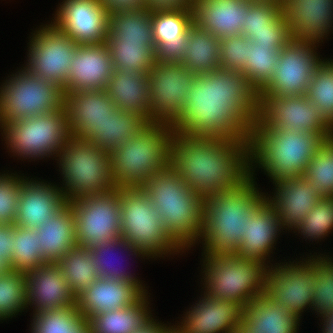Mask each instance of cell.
<instances>
[{
	"instance_id": "cell-24",
	"label": "cell",
	"mask_w": 333,
	"mask_h": 333,
	"mask_svg": "<svg viewBox=\"0 0 333 333\" xmlns=\"http://www.w3.org/2000/svg\"><path fill=\"white\" fill-rule=\"evenodd\" d=\"M194 23L193 9L152 11L156 61L180 63L187 47L188 29Z\"/></svg>"
},
{
	"instance_id": "cell-20",
	"label": "cell",
	"mask_w": 333,
	"mask_h": 333,
	"mask_svg": "<svg viewBox=\"0 0 333 333\" xmlns=\"http://www.w3.org/2000/svg\"><path fill=\"white\" fill-rule=\"evenodd\" d=\"M281 12L293 39L321 43L333 31V0H283Z\"/></svg>"
},
{
	"instance_id": "cell-22",
	"label": "cell",
	"mask_w": 333,
	"mask_h": 333,
	"mask_svg": "<svg viewBox=\"0 0 333 333\" xmlns=\"http://www.w3.org/2000/svg\"><path fill=\"white\" fill-rule=\"evenodd\" d=\"M67 203L59 186L24 178L21 184L17 218V227L37 229Z\"/></svg>"
},
{
	"instance_id": "cell-23",
	"label": "cell",
	"mask_w": 333,
	"mask_h": 333,
	"mask_svg": "<svg viewBox=\"0 0 333 333\" xmlns=\"http://www.w3.org/2000/svg\"><path fill=\"white\" fill-rule=\"evenodd\" d=\"M26 290L27 305L33 308V314L76 304V298L57 263L48 262L29 270L26 273Z\"/></svg>"
},
{
	"instance_id": "cell-49",
	"label": "cell",
	"mask_w": 333,
	"mask_h": 333,
	"mask_svg": "<svg viewBox=\"0 0 333 333\" xmlns=\"http://www.w3.org/2000/svg\"><path fill=\"white\" fill-rule=\"evenodd\" d=\"M282 4L251 3L248 15H245L241 26V34L250 38L253 31L270 29V23L281 13Z\"/></svg>"
},
{
	"instance_id": "cell-2",
	"label": "cell",
	"mask_w": 333,
	"mask_h": 333,
	"mask_svg": "<svg viewBox=\"0 0 333 333\" xmlns=\"http://www.w3.org/2000/svg\"><path fill=\"white\" fill-rule=\"evenodd\" d=\"M152 118L176 127H198L226 113L220 97L181 63H161L148 73Z\"/></svg>"
},
{
	"instance_id": "cell-15",
	"label": "cell",
	"mask_w": 333,
	"mask_h": 333,
	"mask_svg": "<svg viewBox=\"0 0 333 333\" xmlns=\"http://www.w3.org/2000/svg\"><path fill=\"white\" fill-rule=\"evenodd\" d=\"M317 44L319 42L292 39L279 50L275 73L257 96L306 95L313 73L323 60L317 54Z\"/></svg>"
},
{
	"instance_id": "cell-30",
	"label": "cell",
	"mask_w": 333,
	"mask_h": 333,
	"mask_svg": "<svg viewBox=\"0 0 333 333\" xmlns=\"http://www.w3.org/2000/svg\"><path fill=\"white\" fill-rule=\"evenodd\" d=\"M250 5L247 0H193V20L219 39L241 34Z\"/></svg>"
},
{
	"instance_id": "cell-52",
	"label": "cell",
	"mask_w": 333,
	"mask_h": 333,
	"mask_svg": "<svg viewBox=\"0 0 333 333\" xmlns=\"http://www.w3.org/2000/svg\"><path fill=\"white\" fill-rule=\"evenodd\" d=\"M108 14L118 11L142 10L146 0H99Z\"/></svg>"
},
{
	"instance_id": "cell-35",
	"label": "cell",
	"mask_w": 333,
	"mask_h": 333,
	"mask_svg": "<svg viewBox=\"0 0 333 333\" xmlns=\"http://www.w3.org/2000/svg\"><path fill=\"white\" fill-rule=\"evenodd\" d=\"M149 124L138 113L117 108L87 142L111 153L119 148L121 143L139 134Z\"/></svg>"
},
{
	"instance_id": "cell-29",
	"label": "cell",
	"mask_w": 333,
	"mask_h": 333,
	"mask_svg": "<svg viewBox=\"0 0 333 333\" xmlns=\"http://www.w3.org/2000/svg\"><path fill=\"white\" fill-rule=\"evenodd\" d=\"M281 229L283 231L280 217L273 206L265 200L246 221V233L243 234L239 248L234 254L242 258L271 263L268 257H271Z\"/></svg>"
},
{
	"instance_id": "cell-60",
	"label": "cell",
	"mask_w": 333,
	"mask_h": 333,
	"mask_svg": "<svg viewBox=\"0 0 333 333\" xmlns=\"http://www.w3.org/2000/svg\"><path fill=\"white\" fill-rule=\"evenodd\" d=\"M322 333H333V330L330 329H321Z\"/></svg>"
},
{
	"instance_id": "cell-41",
	"label": "cell",
	"mask_w": 333,
	"mask_h": 333,
	"mask_svg": "<svg viewBox=\"0 0 333 333\" xmlns=\"http://www.w3.org/2000/svg\"><path fill=\"white\" fill-rule=\"evenodd\" d=\"M114 68L148 74L155 65V45L145 43H122L112 36L105 41Z\"/></svg>"
},
{
	"instance_id": "cell-55",
	"label": "cell",
	"mask_w": 333,
	"mask_h": 333,
	"mask_svg": "<svg viewBox=\"0 0 333 333\" xmlns=\"http://www.w3.org/2000/svg\"><path fill=\"white\" fill-rule=\"evenodd\" d=\"M323 323L322 329H330L333 330V311L327 316L320 319Z\"/></svg>"
},
{
	"instance_id": "cell-1",
	"label": "cell",
	"mask_w": 333,
	"mask_h": 333,
	"mask_svg": "<svg viewBox=\"0 0 333 333\" xmlns=\"http://www.w3.org/2000/svg\"><path fill=\"white\" fill-rule=\"evenodd\" d=\"M251 165V141L236 112L205 126L174 130L171 166L204 200L241 186L251 177Z\"/></svg>"
},
{
	"instance_id": "cell-14",
	"label": "cell",
	"mask_w": 333,
	"mask_h": 333,
	"mask_svg": "<svg viewBox=\"0 0 333 333\" xmlns=\"http://www.w3.org/2000/svg\"><path fill=\"white\" fill-rule=\"evenodd\" d=\"M41 26L31 33L24 68L64 89L78 44L52 23Z\"/></svg>"
},
{
	"instance_id": "cell-28",
	"label": "cell",
	"mask_w": 333,
	"mask_h": 333,
	"mask_svg": "<svg viewBox=\"0 0 333 333\" xmlns=\"http://www.w3.org/2000/svg\"><path fill=\"white\" fill-rule=\"evenodd\" d=\"M146 293L130 281L98 278L76 298V305L88 321L99 313L130 307Z\"/></svg>"
},
{
	"instance_id": "cell-8",
	"label": "cell",
	"mask_w": 333,
	"mask_h": 333,
	"mask_svg": "<svg viewBox=\"0 0 333 333\" xmlns=\"http://www.w3.org/2000/svg\"><path fill=\"white\" fill-rule=\"evenodd\" d=\"M236 113L245 128L318 132L327 140L333 137V127L306 95L256 96Z\"/></svg>"
},
{
	"instance_id": "cell-46",
	"label": "cell",
	"mask_w": 333,
	"mask_h": 333,
	"mask_svg": "<svg viewBox=\"0 0 333 333\" xmlns=\"http://www.w3.org/2000/svg\"><path fill=\"white\" fill-rule=\"evenodd\" d=\"M302 176L323 197H333V137L328 139L305 167Z\"/></svg>"
},
{
	"instance_id": "cell-4",
	"label": "cell",
	"mask_w": 333,
	"mask_h": 333,
	"mask_svg": "<svg viewBox=\"0 0 333 333\" xmlns=\"http://www.w3.org/2000/svg\"><path fill=\"white\" fill-rule=\"evenodd\" d=\"M141 189L157 208L167 234L182 251L199 243L204 199L183 182L172 166L155 173Z\"/></svg>"
},
{
	"instance_id": "cell-53",
	"label": "cell",
	"mask_w": 333,
	"mask_h": 333,
	"mask_svg": "<svg viewBox=\"0 0 333 333\" xmlns=\"http://www.w3.org/2000/svg\"><path fill=\"white\" fill-rule=\"evenodd\" d=\"M193 0H146L145 8L151 11L187 9Z\"/></svg>"
},
{
	"instance_id": "cell-58",
	"label": "cell",
	"mask_w": 333,
	"mask_h": 333,
	"mask_svg": "<svg viewBox=\"0 0 333 333\" xmlns=\"http://www.w3.org/2000/svg\"><path fill=\"white\" fill-rule=\"evenodd\" d=\"M166 333H185V332L179 326H177V325L170 326V324H169V327H168Z\"/></svg>"
},
{
	"instance_id": "cell-50",
	"label": "cell",
	"mask_w": 333,
	"mask_h": 333,
	"mask_svg": "<svg viewBox=\"0 0 333 333\" xmlns=\"http://www.w3.org/2000/svg\"><path fill=\"white\" fill-rule=\"evenodd\" d=\"M292 39L289 23L284 19L282 12L270 23V29L253 31L249 38L259 46H268L277 50H281Z\"/></svg>"
},
{
	"instance_id": "cell-43",
	"label": "cell",
	"mask_w": 333,
	"mask_h": 333,
	"mask_svg": "<svg viewBox=\"0 0 333 333\" xmlns=\"http://www.w3.org/2000/svg\"><path fill=\"white\" fill-rule=\"evenodd\" d=\"M27 308L26 273L10 269L0 274V321Z\"/></svg>"
},
{
	"instance_id": "cell-12",
	"label": "cell",
	"mask_w": 333,
	"mask_h": 333,
	"mask_svg": "<svg viewBox=\"0 0 333 333\" xmlns=\"http://www.w3.org/2000/svg\"><path fill=\"white\" fill-rule=\"evenodd\" d=\"M0 87V124L64 108V89L22 66Z\"/></svg>"
},
{
	"instance_id": "cell-11",
	"label": "cell",
	"mask_w": 333,
	"mask_h": 333,
	"mask_svg": "<svg viewBox=\"0 0 333 333\" xmlns=\"http://www.w3.org/2000/svg\"><path fill=\"white\" fill-rule=\"evenodd\" d=\"M0 129L8 152L25 160L58 157L71 138L64 108L0 124Z\"/></svg>"
},
{
	"instance_id": "cell-57",
	"label": "cell",
	"mask_w": 333,
	"mask_h": 333,
	"mask_svg": "<svg viewBox=\"0 0 333 333\" xmlns=\"http://www.w3.org/2000/svg\"><path fill=\"white\" fill-rule=\"evenodd\" d=\"M250 3H274V4H282L283 0H247Z\"/></svg>"
},
{
	"instance_id": "cell-3",
	"label": "cell",
	"mask_w": 333,
	"mask_h": 333,
	"mask_svg": "<svg viewBox=\"0 0 333 333\" xmlns=\"http://www.w3.org/2000/svg\"><path fill=\"white\" fill-rule=\"evenodd\" d=\"M255 176L239 187L220 191L203 203L202 254H232L239 248L246 233V221L266 200L259 191ZM202 241H201V240Z\"/></svg>"
},
{
	"instance_id": "cell-59",
	"label": "cell",
	"mask_w": 333,
	"mask_h": 333,
	"mask_svg": "<svg viewBox=\"0 0 333 333\" xmlns=\"http://www.w3.org/2000/svg\"><path fill=\"white\" fill-rule=\"evenodd\" d=\"M233 333H251L243 324L233 331Z\"/></svg>"
},
{
	"instance_id": "cell-56",
	"label": "cell",
	"mask_w": 333,
	"mask_h": 333,
	"mask_svg": "<svg viewBox=\"0 0 333 333\" xmlns=\"http://www.w3.org/2000/svg\"><path fill=\"white\" fill-rule=\"evenodd\" d=\"M10 269H11L10 265L0 255V274Z\"/></svg>"
},
{
	"instance_id": "cell-38",
	"label": "cell",
	"mask_w": 333,
	"mask_h": 333,
	"mask_svg": "<svg viewBox=\"0 0 333 333\" xmlns=\"http://www.w3.org/2000/svg\"><path fill=\"white\" fill-rule=\"evenodd\" d=\"M150 295L146 293L137 303L130 307L99 313L87 322L90 333H130L152 315Z\"/></svg>"
},
{
	"instance_id": "cell-33",
	"label": "cell",
	"mask_w": 333,
	"mask_h": 333,
	"mask_svg": "<svg viewBox=\"0 0 333 333\" xmlns=\"http://www.w3.org/2000/svg\"><path fill=\"white\" fill-rule=\"evenodd\" d=\"M40 250L47 262L57 263L70 249L77 246L75 218L66 203L52 219L37 228Z\"/></svg>"
},
{
	"instance_id": "cell-42",
	"label": "cell",
	"mask_w": 333,
	"mask_h": 333,
	"mask_svg": "<svg viewBox=\"0 0 333 333\" xmlns=\"http://www.w3.org/2000/svg\"><path fill=\"white\" fill-rule=\"evenodd\" d=\"M308 258L313 261L314 294L311 309L323 318L333 311V258L324 254Z\"/></svg>"
},
{
	"instance_id": "cell-47",
	"label": "cell",
	"mask_w": 333,
	"mask_h": 333,
	"mask_svg": "<svg viewBox=\"0 0 333 333\" xmlns=\"http://www.w3.org/2000/svg\"><path fill=\"white\" fill-rule=\"evenodd\" d=\"M304 239L320 240L333 231V197H323L295 228Z\"/></svg>"
},
{
	"instance_id": "cell-45",
	"label": "cell",
	"mask_w": 333,
	"mask_h": 333,
	"mask_svg": "<svg viewBox=\"0 0 333 333\" xmlns=\"http://www.w3.org/2000/svg\"><path fill=\"white\" fill-rule=\"evenodd\" d=\"M306 96L333 127V59H323L318 64Z\"/></svg>"
},
{
	"instance_id": "cell-21",
	"label": "cell",
	"mask_w": 333,
	"mask_h": 333,
	"mask_svg": "<svg viewBox=\"0 0 333 333\" xmlns=\"http://www.w3.org/2000/svg\"><path fill=\"white\" fill-rule=\"evenodd\" d=\"M113 71L112 59L105 42L78 45L64 91L105 89Z\"/></svg>"
},
{
	"instance_id": "cell-6",
	"label": "cell",
	"mask_w": 333,
	"mask_h": 333,
	"mask_svg": "<svg viewBox=\"0 0 333 333\" xmlns=\"http://www.w3.org/2000/svg\"><path fill=\"white\" fill-rule=\"evenodd\" d=\"M176 126L150 123L110 153L117 188H141L155 173L171 166V141Z\"/></svg>"
},
{
	"instance_id": "cell-25",
	"label": "cell",
	"mask_w": 333,
	"mask_h": 333,
	"mask_svg": "<svg viewBox=\"0 0 333 333\" xmlns=\"http://www.w3.org/2000/svg\"><path fill=\"white\" fill-rule=\"evenodd\" d=\"M273 185H275L274 195L267 196L266 193V200L276 210L284 230L286 228L294 231L310 209L323 198L303 176L285 179Z\"/></svg>"
},
{
	"instance_id": "cell-19",
	"label": "cell",
	"mask_w": 333,
	"mask_h": 333,
	"mask_svg": "<svg viewBox=\"0 0 333 333\" xmlns=\"http://www.w3.org/2000/svg\"><path fill=\"white\" fill-rule=\"evenodd\" d=\"M203 295L177 324L185 333H233L241 326L242 305L234 300L224 301Z\"/></svg>"
},
{
	"instance_id": "cell-51",
	"label": "cell",
	"mask_w": 333,
	"mask_h": 333,
	"mask_svg": "<svg viewBox=\"0 0 333 333\" xmlns=\"http://www.w3.org/2000/svg\"><path fill=\"white\" fill-rule=\"evenodd\" d=\"M14 224H0V255L11 266L14 248Z\"/></svg>"
},
{
	"instance_id": "cell-26",
	"label": "cell",
	"mask_w": 333,
	"mask_h": 333,
	"mask_svg": "<svg viewBox=\"0 0 333 333\" xmlns=\"http://www.w3.org/2000/svg\"><path fill=\"white\" fill-rule=\"evenodd\" d=\"M245 83L223 104L226 112H237L251 102L271 81L279 59V50L247 41Z\"/></svg>"
},
{
	"instance_id": "cell-9",
	"label": "cell",
	"mask_w": 333,
	"mask_h": 333,
	"mask_svg": "<svg viewBox=\"0 0 333 333\" xmlns=\"http://www.w3.org/2000/svg\"><path fill=\"white\" fill-rule=\"evenodd\" d=\"M57 158L65 183L60 189L67 202L117 188L111 174L110 153L95 144L71 137Z\"/></svg>"
},
{
	"instance_id": "cell-36",
	"label": "cell",
	"mask_w": 333,
	"mask_h": 333,
	"mask_svg": "<svg viewBox=\"0 0 333 333\" xmlns=\"http://www.w3.org/2000/svg\"><path fill=\"white\" fill-rule=\"evenodd\" d=\"M119 251L122 254L123 252L127 253L128 256L133 255L135 257H143V259L146 257L139 249H136L135 246L130 245L121 237L112 239L101 245H93L90 247V252L92 255V261L96 266L98 277L102 279L130 281L137 284L145 293H148V290L145 289V285H142V280L137 279L135 274L132 275L129 271L126 272V269L120 267L118 263L116 264V261L114 262L120 253ZM114 253H117V257ZM113 255L116 258L112 261L114 258Z\"/></svg>"
},
{
	"instance_id": "cell-27",
	"label": "cell",
	"mask_w": 333,
	"mask_h": 333,
	"mask_svg": "<svg viewBox=\"0 0 333 333\" xmlns=\"http://www.w3.org/2000/svg\"><path fill=\"white\" fill-rule=\"evenodd\" d=\"M219 42L218 37L193 23L188 29L187 47L180 63L202 79L221 100Z\"/></svg>"
},
{
	"instance_id": "cell-16",
	"label": "cell",
	"mask_w": 333,
	"mask_h": 333,
	"mask_svg": "<svg viewBox=\"0 0 333 333\" xmlns=\"http://www.w3.org/2000/svg\"><path fill=\"white\" fill-rule=\"evenodd\" d=\"M271 263L265 295L301 319L305 309H311L314 280L313 261ZM295 262V263H294Z\"/></svg>"
},
{
	"instance_id": "cell-37",
	"label": "cell",
	"mask_w": 333,
	"mask_h": 333,
	"mask_svg": "<svg viewBox=\"0 0 333 333\" xmlns=\"http://www.w3.org/2000/svg\"><path fill=\"white\" fill-rule=\"evenodd\" d=\"M108 36L122 43L155 45L152 11L149 9L118 11L108 15Z\"/></svg>"
},
{
	"instance_id": "cell-17",
	"label": "cell",
	"mask_w": 333,
	"mask_h": 333,
	"mask_svg": "<svg viewBox=\"0 0 333 333\" xmlns=\"http://www.w3.org/2000/svg\"><path fill=\"white\" fill-rule=\"evenodd\" d=\"M51 23L78 45L104 43L108 12L99 0H63Z\"/></svg>"
},
{
	"instance_id": "cell-13",
	"label": "cell",
	"mask_w": 333,
	"mask_h": 333,
	"mask_svg": "<svg viewBox=\"0 0 333 333\" xmlns=\"http://www.w3.org/2000/svg\"><path fill=\"white\" fill-rule=\"evenodd\" d=\"M67 203L75 218L77 246L90 248L121 237L120 188Z\"/></svg>"
},
{
	"instance_id": "cell-32",
	"label": "cell",
	"mask_w": 333,
	"mask_h": 333,
	"mask_svg": "<svg viewBox=\"0 0 333 333\" xmlns=\"http://www.w3.org/2000/svg\"><path fill=\"white\" fill-rule=\"evenodd\" d=\"M300 319L265 294L244 308L242 324L251 333H298Z\"/></svg>"
},
{
	"instance_id": "cell-54",
	"label": "cell",
	"mask_w": 333,
	"mask_h": 333,
	"mask_svg": "<svg viewBox=\"0 0 333 333\" xmlns=\"http://www.w3.org/2000/svg\"><path fill=\"white\" fill-rule=\"evenodd\" d=\"M151 316L153 315H150L146 321H144L139 327L130 333H166L169 326H167L165 323H161V321H156V319Z\"/></svg>"
},
{
	"instance_id": "cell-48",
	"label": "cell",
	"mask_w": 333,
	"mask_h": 333,
	"mask_svg": "<svg viewBox=\"0 0 333 333\" xmlns=\"http://www.w3.org/2000/svg\"><path fill=\"white\" fill-rule=\"evenodd\" d=\"M25 176L16 173H0V224H14L21 184Z\"/></svg>"
},
{
	"instance_id": "cell-39",
	"label": "cell",
	"mask_w": 333,
	"mask_h": 333,
	"mask_svg": "<svg viewBox=\"0 0 333 333\" xmlns=\"http://www.w3.org/2000/svg\"><path fill=\"white\" fill-rule=\"evenodd\" d=\"M73 296L77 298L99 277L90 248L76 246L57 262Z\"/></svg>"
},
{
	"instance_id": "cell-34",
	"label": "cell",
	"mask_w": 333,
	"mask_h": 333,
	"mask_svg": "<svg viewBox=\"0 0 333 333\" xmlns=\"http://www.w3.org/2000/svg\"><path fill=\"white\" fill-rule=\"evenodd\" d=\"M242 34L221 38L219 58L221 65V102L224 104L244 83L248 58L247 41Z\"/></svg>"
},
{
	"instance_id": "cell-40",
	"label": "cell",
	"mask_w": 333,
	"mask_h": 333,
	"mask_svg": "<svg viewBox=\"0 0 333 333\" xmlns=\"http://www.w3.org/2000/svg\"><path fill=\"white\" fill-rule=\"evenodd\" d=\"M31 333H90L77 305L41 311L32 316Z\"/></svg>"
},
{
	"instance_id": "cell-31",
	"label": "cell",
	"mask_w": 333,
	"mask_h": 333,
	"mask_svg": "<svg viewBox=\"0 0 333 333\" xmlns=\"http://www.w3.org/2000/svg\"><path fill=\"white\" fill-rule=\"evenodd\" d=\"M105 91L118 109L138 113L149 123H156L152 118L148 74L114 68Z\"/></svg>"
},
{
	"instance_id": "cell-10",
	"label": "cell",
	"mask_w": 333,
	"mask_h": 333,
	"mask_svg": "<svg viewBox=\"0 0 333 333\" xmlns=\"http://www.w3.org/2000/svg\"><path fill=\"white\" fill-rule=\"evenodd\" d=\"M120 207L121 238L146 259L185 252L167 234L157 208L141 188H120Z\"/></svg>"
},
{
	"instance_id": "cell-7",
	"label": "cell",
	"mask_w": 333,
	"mask_h": 333,
	"mask_svg": "<svg viewBox=\"0 0 333 333\" xmlns=\"http://www.w3.org/2000/svg\"><path fill=\"white\" fill-rule=\"evenodd\" d=\"M204 255V256H203ZM204 294L224 301L234 300L244 308L265 294L271 265L232 254H202Z\"/></svg>"
},
{
	"instance_id": "cell-18",
	"label": "cell",
	"mask_w": 333,
	"mask_h": 333,
	"mask_svg": "<svg viewBox=\"0 0 333 333\" xmlns=\"http://www.w3.org/2000/svg\"><path fill=\"white\" fill-rule=\"evenodd\" d=\"M64 109L71 137L87 141L117 107L105 89L64 93Z\"/></svg>"
},
{
	"instance_id": "cell-5",
	"label": "cell",
	"mask_w": 333,
	"mask_h": 333,
	"mask_svg": "<svg viewBox=\"0 0 333 333\" xmlns=\"http://www.w3.org/2000/svg\"><path fill=\"white\" fill-rule=\"evenodd\" d=\"M245 129L251 141V175H255V166L259 167L273 183L302 176L305 167L327 141L318 132Z\"/></svg>"
},
{
	"instance_id": "cell-44",
	"label": "cell",
	"mask_w": 333,
	"mask_h": 333,
	"mask_svg": "<svg viewBox=\"0 0 333 333\" xmlns=\"http://www.w3.org/2000/svg\"><path fill=\"white\" fill-rule=\"evenodd\" d=\"M48 263L40 250L37 229L14 226V248L11 269L27 273Z\"/></svg>"
}]
</instances>
